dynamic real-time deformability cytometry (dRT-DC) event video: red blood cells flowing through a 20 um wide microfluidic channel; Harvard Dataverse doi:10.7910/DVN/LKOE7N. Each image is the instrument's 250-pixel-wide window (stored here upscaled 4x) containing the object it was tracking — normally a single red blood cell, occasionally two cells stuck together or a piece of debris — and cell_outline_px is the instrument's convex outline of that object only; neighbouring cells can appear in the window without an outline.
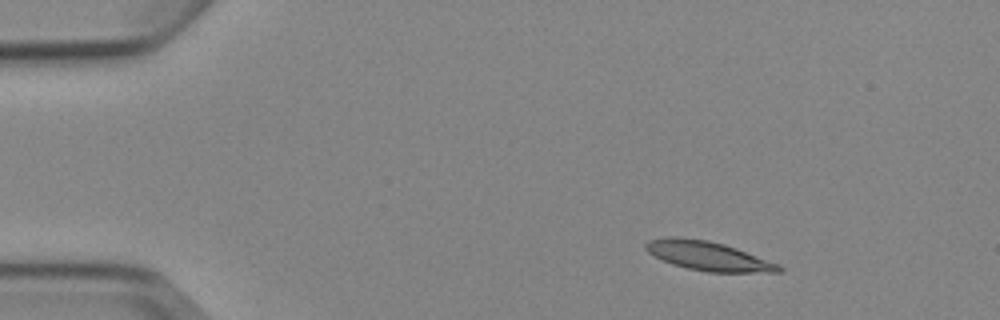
{"species": "Egyptian fruit bat (a non-hibernating species)", "species_latin": "Rousettus aegyptiacus", "temperature_condition": "cold", "stored_images_in_passage": 5, "camera_frame_rate_fps": 3000, "um_per_image_px": 0.085, "animal": {"sex": "female"}, "frame": {"image": 1, "passage_image": 2, "time_ms": 1.333, "image_size_px": [1000, 320], "cell_outline_px": [[784, 272], [708, 272], [688, 268], [672, 264], [648, 252], [644, 248], [644, 244], [648, 240], [668, 236], [676, 236], [708, 240], [724, 244], [736, 248], [780, 264], [784, 268]], "centroid_in_image_um": [60.21, 21.75], "position_along_channel_um": 24.8, "area_um2": 22.66}}